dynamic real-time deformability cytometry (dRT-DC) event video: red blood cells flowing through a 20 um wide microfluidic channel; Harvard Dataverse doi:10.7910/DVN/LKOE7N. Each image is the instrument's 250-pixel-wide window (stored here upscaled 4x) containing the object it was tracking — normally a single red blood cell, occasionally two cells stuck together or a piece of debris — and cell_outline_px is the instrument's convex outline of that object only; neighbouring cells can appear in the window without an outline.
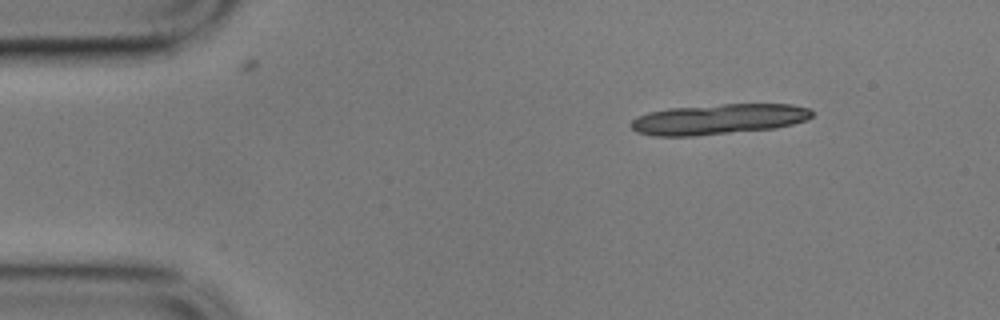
{"species": "common noctule bat (a hibernating species)", "species_latin": "Nyctalus noctula", "temperature_condition": "cold", "stored_images_in_passage": 25, "camera_frame_rate_fps": 3000, "um_per_image_px": 0.085, "animal": {"sex": "male", "body_mass_g": 17.9}, "frame": {"image": 1, "passage_image": 1, "time_ms": 0.0, "image_size_px": [1000, 320], "cell_outline_px": [[812, 116], [808, 120], [776, 128], [692, 136], [652, 136], [636, 132], [632, 128], [632, 120], [636, 116], [648, 112], [668, 108], [720, 104], [792, 104], [808, 108], [812, 112]], "centroid_in_image_um": [61.06, 10.13], "position_along_channel_um": 23.9, "area_um2": 32.19}}